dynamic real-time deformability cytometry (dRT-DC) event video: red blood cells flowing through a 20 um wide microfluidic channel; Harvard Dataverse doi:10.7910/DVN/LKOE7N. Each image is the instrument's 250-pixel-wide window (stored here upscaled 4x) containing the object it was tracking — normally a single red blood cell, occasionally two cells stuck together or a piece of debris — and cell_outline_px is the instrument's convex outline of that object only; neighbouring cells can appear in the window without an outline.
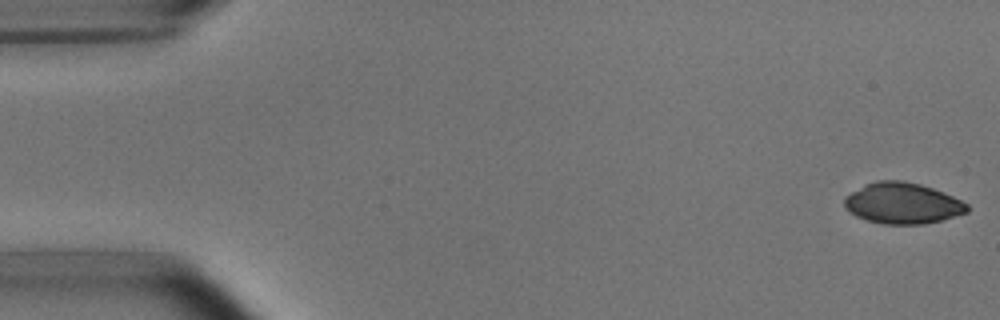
{"species": "common noctule bat (a hibernating species)", "species_latin": "Nyctalus noctula", "temperature_condition": "room temperature", "stored_images_in_passage": 5, "camera_frame_rate_fps": 3000, "um_per_image_px": 0.085, "animal": {"sex": "male", "body_mass_g": 15.6}, "frame": {"image": 1, "passage_image": 1, "time_ms": 0.0, "image_size_px": [1000, 320], "cell_outline_px": [[968, 212], [940, 220], [924, 224], [884, 224], [868, 220], [856, 216], [844, 208], [844, 196], [864, 184], [876, 180], [904, 180], [920, 184], [944, 192], [968, 204]], "centroid_in_image_um": [76.68, 17.26], "position_along_channel_um": 8.3, "area_um2": 29.42}}
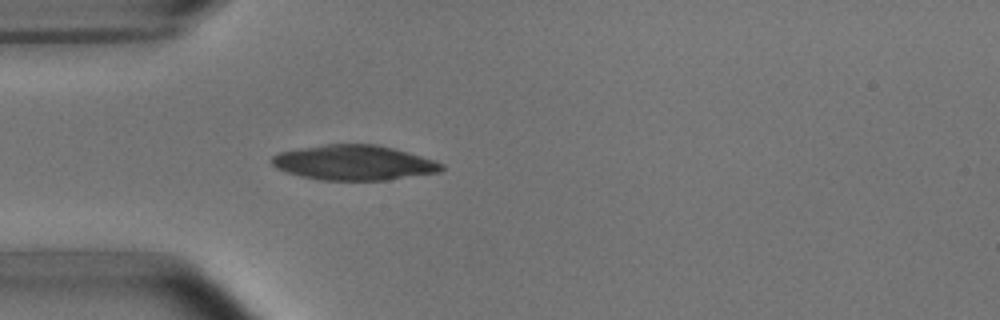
{"frame": {"image": 2, "passage_image": 5, "time_ms": 4.667, "image_size_px": [1000, 320], "cell_outline_px": [[444, 168], [440, 172], [388, 180], [320, 180], [300, 176], [284, 172], [276, 168], [272, 164], [272, 156], [280, 152], [328, 144], [376, 144], [392, 148], [420, 156], [444, 164]], "centroid_in_image_um": [30.08, 13.84], "position_along_channel_um": 54.9, "area_um2": 34.39}}